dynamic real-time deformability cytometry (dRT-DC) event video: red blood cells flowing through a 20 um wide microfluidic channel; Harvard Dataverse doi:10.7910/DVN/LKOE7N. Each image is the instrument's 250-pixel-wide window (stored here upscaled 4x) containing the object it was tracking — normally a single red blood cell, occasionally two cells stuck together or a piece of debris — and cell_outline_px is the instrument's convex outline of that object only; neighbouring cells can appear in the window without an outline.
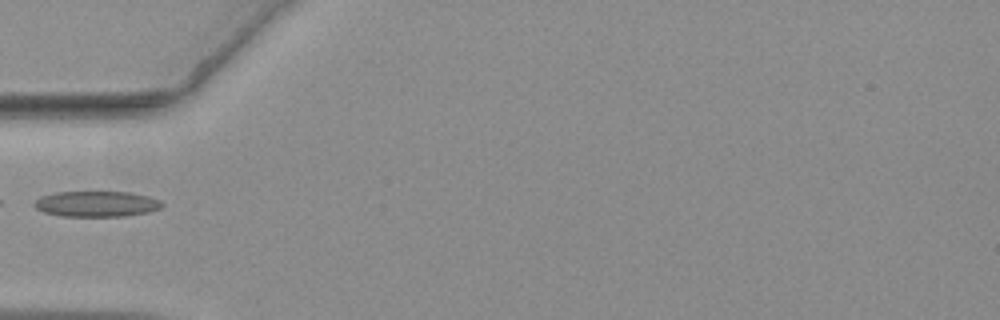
{"species": "common noctule bat (a hibernating species)", "species_latin": "Nyctalus noctula", "temperature_condition": "warm", "stored_images_in_passage": 36, "camera_frame_rate_fps": 3000, "um_per_image_px": 0.085, "animal": {"sex": "female", "body_mass_g": 19.3, "forearm_length_mm": 54.1}, "frame": {"image": 1, "passage_image": 1, "time_ms": 0.0, "image_size_px": [1000, 320], "cell_outline_px": [[164, 204], [160, 208], [148, 212], [124, 216], [60, 216], [44, 212], [36, 208], [32, 204], [40, 196], [56, 192], [132, 192], [148, 196], [160, 200]], "centroid_in_image_um": [8.2, 17.33], "position_along_channel_um": 76.8, "area_um2": 19.13}}